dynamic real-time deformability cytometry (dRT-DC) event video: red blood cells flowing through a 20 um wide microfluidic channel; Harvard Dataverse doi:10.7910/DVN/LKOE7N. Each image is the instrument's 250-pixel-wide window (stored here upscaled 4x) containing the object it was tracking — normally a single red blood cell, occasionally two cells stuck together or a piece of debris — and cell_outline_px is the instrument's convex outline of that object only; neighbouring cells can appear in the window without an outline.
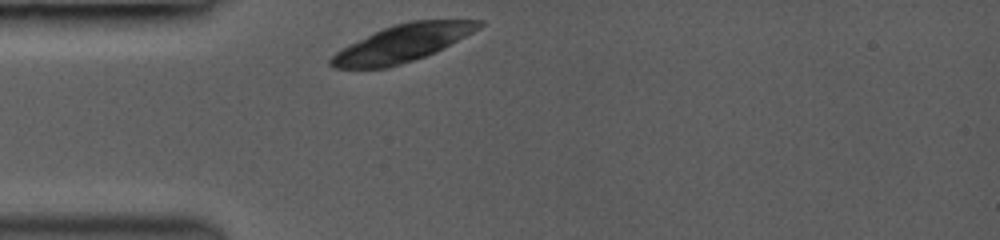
{"species": "common noctule bat (a hibernating species)", "species_latin": "Nyctalus noctula", "temperature_condition": "room temperature", "stored_images_in_passage": 1, "camera_frame_rate_fps": 3000, "um_per_image_px": 0.085, "animal": {"sex": "female", "body_mass_g": 19.0, "forearm_length_mm": 53.3}, "frame": {"image": 1, "passage_image": 1, "time_ms": 0.0, "image_size_px": [1000, 240], "cell_outline_px": [[484, 24], [480, 28], [424, 56], [388, 68], [332, 68], [328, 64], [328, 60], [336, 52], [384, 28], [396, 24], [412, 20], [484, 20]], "centroid_in_image_um": [34.19, 3.68], "position_along_channel_um": 50.8, "area_um2": 30.98}}